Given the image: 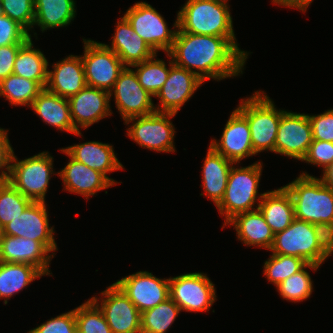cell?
Returning a JSON list of instances; mask_svg holds the SVG:
<instances>
[{
    "instance_id": "7a4b0ae2",
    "label": "cell",
    "mask_w": 333,
    "mask_h": 333,
    "mask_svg": "<svg viewBox=\"0 0 333 333\" xmlns=\"http://www.w3.org/2000/svg\"><path fill=\"white\" fill-rule=\"evenodd\" d=\"M307 173L284 186L291 195L295 218L312 224L333 223V187Z\"/></svg>"
},
{
    "instance_id": "d6986e66",
    "label": "cell",
    "mask_w": 333,
    "mask_h": 333,
    "mask_svg": "<svg viewBox=\"0 0 333 333\" xmlns=\"http://www.w3.org/2000/svg\"><path fill=\"white\" fill-rule=\"evenodd\" d=\"M71 118L76 131L87 129L113 114L109 92L86 85L68 98Z\"/></svg>"
},
{
    "instance_id": "d6a6232c",
    "label": "cell",
    "mask_w": 333,
    "mask_h": 333,
    "mask_svg": "<svg viewBox=\"0 0 333 333\" xmlns=\"http://www.w3.org/2000/svg\"><path fill=\"white\" fill-rule=\"evenodd\" d=\"M157 54L131 66L135 69L139 84L154 98L166 82L170 70V61H168V68L165 60L157 58Z\"/></svg>"
},
{
    "instance_id": "1f68e13d",
    "label": "cell",
    "mask_w": 333,
    "mask_h": 333,
    "mask_svg": "<svg viewBox=\"0 0 333 333\" xmlns=\"http://www.w3.org/2000/svg\"><path fill=\"white\" fill-rule=\"evenodd\" d=\"M44 88L37 82L9 75L0 82V96L9 101L11 106H26L30 108L34 99Z\"/></svg>"
},
{
    "instance_id": "f1b7e54d",
    "label": "cell",
    "mask_w": 333,
    "mask_h": 333,
    "mask_svg": "<svg viewBox=\"0 0 333 333\" xmlns=\"http://www.w3.org/2000/svg\"><path fill=\"white\" fill-rule=\"evenodd\" d=\"M74 0H34L35 18L33 28L46 30L66 27L71 24L76 14Z\"/></svg>"
},
{
    "instance_id": "6da1fadb",
    "label": "cell",
    "mask_w": 333,
    "mask_h": 333,
    "mask_svg": "<svg viewBox=\"0 0 333 333\" xmlns=\"http://www.w3.org/2000/svg\"><path fill=\"white\" fill-rule=\"evenodd\" d=\"M249 53L239 48L236 37L197 35L179 28L169 51L175 65L191 71L203 82L240 76Z\"/></svg>"
},
{
    "instance_id": "ab89813d",
    "label": "cell",
    "mask_w": 333,
    "mask_h": 333,
    "mask_svg": "<svg viewBox=\"0 0 333 333\" xmlns=\"http://www.w3.org/2000/svg\"><path fill=\"white\" fill-rule=\"evenodd\" d=\"M27 333H77L75 309L52 317Z\"/></svg>"
},
{
    "instance_id": "4316f807",
    "label": "cell",
    "mask_w": 333,
    "mask_h": 333,
    "mask_svg": "<svg viewBox=\"0 0 333 333\" xmlns=\"http://www.w3.org/2000/svg\"><path fill=\"white\" fill-rule=\"evenodd\" d=\"M233 164L209 145L201 175L202 184L200 186L204 192L200 196H206L217 206L225 194L228 175Z\"/></svg>"
},
{
    "instance_id": "8fae6325",
    "label": "cell",
    "mask_w": 333,
    "mask_h": 333,
    "mask_svg": "<svg viewBox=\"0 0 333 333\" xmlns=\"http://www.w3.org/2000/svg\"><path fill=\"white\" fill-rule=\"evenodd\" d=\"M269 251L302 258L307 263L319 266L327 259L318 246L314 224L296 218L285 230L274 235Z\"/></svg>"
},
{
    "instance_id": "e575fe53",
    "label": "cell",
    "mask_w": 333,
    "mask_h": 333,
    "mask_svg": "<svg viewBox=\"0 0 333 333\" xmlns=\"http://www.w3.org/2000/svg\"><path fill=\"white\" fill-rule=\"evenodd\" d=\"M309 268L317 271L320 266L313 263H307L300 271L286 278L279 283L276 287L283 300L290 302H303L311 297L313 290V281L310 273L306 270Z\"/></svg>"
},
{
    "instance_id": "277c9868",
    "label": "cell",
    "mask_w": 333,
    "mask_h": 333,
    "mask_svg": "<svg viewBox=\"0 0 333 333\" xmlns=\"http://www.w3.org/2000/svg\"><path fill=\"white\" fill-rule=\"evenodd\" d=\"M229 6L212 0H187L176 14L178 28L197 35L236 37Z\"/></svg>"
},
{
    "instance_id": "603a6c76",
    "label": "cell",
    "mask_w": 333,
    "mask_h": 333,
    "mask_svg": "<svg viewBox=\"0 0 333 333\" xmlns=\"http://www.w3.org/2000/svg\"><path fill=\"white\" fill-rule=\"evenodd\" d=\"M63 149L76 161L104 174L114 185L119 183L107 175L125 169L118 160L113 145L99 141H86Z\"/></svg>"
},
{
    "instance_id": "3957f363",
    "label": "cell",
    "mask_w": 333,
    "mask_h": 333,
    "mask_svg": "<svg viewBox=\"0 0 333 333\" xmlns=\"http://www.w3.org/2000/svg\"><path fill=\"white\" fill-rule=\"evenodd\" d=\"M235 166L234 163L230 169L223 199L216 206L225 219L222 229L235 215L257 210L264 195L258 192L263 163L256 161L246 167Z\"/></svg>"
},
{
    "instance_id": "30bf717a",
    "label": "cell",
    "mask_w": 333,
    "mask_h": 333,
    "mask_svg": "<svg viewBox=\"0 0 333 333\" xmlns=\"http://www.w3.org/2000/svg\"><path fill=\"white\" fill-rule=\"evenodd\" d=\"M82 39L84 54L81 58L86 84L110 92L126 66L118 55L103 43Z\"/></svg>"
},
{
    "instance_id": "5b68a950",
    "label": "cell",
    "mask_w": 333,
    "mask_h": 333,
    "mask_svg": "<svg viewBox=\"0 0 333 333\" xmlns=\"http://www.w3.org/2000/svg\"><path fill=\"white\" fill-rule=\"evenodd\" d=\"M236 108L247 118L253 151L257 155L264 151L275 153L278 126L285 110H278L272 99L261 90L241 99Z\"/></svg>"
},
{
    "instance_id": "681fc988",
    "label": "cell",
    "mask_w": 333,
    "mask_h": 333,
    "mask_svg": "<svg viewBox=\"0 0 333 333\" xmlns=\"http://www.w3.org/2000/svg\"><path fill=\"white\" fill-rule=\"evenodd\" d=\"M212 1L219 2V3H222V4H226V5H229V4L227 3L229 0H212Z\"/></svg>"
},
{
    "instance_id": "e0dca14e",
    "label": "cell",
    "mask_w": 333,
    "mask_h": 333,
    "mask_svg": "<svg viewBox=\"0 0 333 333\" xmlns=\"http://www.w3.org/2000/svg\"><path fill=\"white\" fill-rule=\"evenodd\" d=\"M166 55L170 59V70L166 82L155 96L159 99L155 110L177 114L204 82L191 71L175 65L169 53Z\"/></svg>"
},
{
    "instance_id": "7c38bea8",
    "label": "cell",
    "mask_w": 333,
    "mask_h": 333,
    "mask_svg": "<svg viewBox=\"0 0 333 333\" xmlns=\"http://www.w3.org/2000/svg\"><path fill=\"white\" fill-rule=\"evenodd\" d=\"M91 299L102 310L112 333H141V312L115 283Z\"/></svg>"
},
{
    "instance_id": "d590c367",
    "label": "cell",
    "mask_w": 333,
    "mask_h": 333,
    "mask_svg": "<svg viewBox=\"0 0 333 333\" xmlns=\"http://www.w3.org/2000/svg\"><path fill=\"white\" fill-rule=\"evenodd\" d=\"M307 262L295 256L271 254L264 262V276L268 282L277 286L286 278L300 271Z\"/></svg>"
},
{
    "instance_id": "ee69618b",
    "label": "cell",
    "mask_w": 333,
    "mask_h": 333,
    "mask_svg": "<svg viewBox=\"0 0 333 333\" xmlns=\"http://www.w3.org/2000/svg\"><path fill=\"white\" fill-rule=\"evenodd\" d=\"M8 131V129L0 127V181L8 180L11 159L14 153L13 147L8 139Z\"/></svg>"
},
{
    "instance_id": "52a82bcc",
    "label": "cell",
    "mask_w": 333,
    "mask_h": 333,
    "mask_svg": "<svg viewBox=\"0 0 333 333\" xmlns=\"http://www.w3.org/2000/svg\"><path fill=\"white\" fill-rule=\"evenodd\" d=\"M157 11L146 1H141L135 2L123 16L155 53H158L159 50L169 53L178 28V17L173 24L174 28L169 29L166 20Z\"/></svg>"
},
{
    "instance_id": "d4e9b609",
    "label": "cell",
    "mask_w": 333,
    "mask_h": 333,
    "mask_svg": "<svg viewBox=\"0 0 333 333\" xmlns=\"http://www.w3.org/2000/svg\"><path fill=\"white\" fill-rule=\"evenodd\" d=\"M30 108L45 124L59 131L83 136L81 131L74 129L68 98L60 97L44 88L34 99Z\"/></svg>"
},
{
    "instance_id": "5bb4252c",
    "label": "cell",
    "mask_w": 333,
    "mask_h": 333,
    "mask_svg": "<svg viewBox=\"0 0 333 333\" xmlns=\"http://www.w3.org/2000/svg\"><path fill=\"white\" fill-rule=\"evenodd\" d=\"M45 202H31L13 221L3 227V234L39 241L53 256L58 250L54 226L49 225Z\"/></svg>"
},
{
    "instance_id": "484cf974",
    "label": "cell",
    "mask_w": 333,
    "mask_h": 333,
    "mask_svg": "<svg viewBox=\"0 0 333 333\" xmlns=\"http://www.w3.org/2000/svg\"><path fill=\"white\" fill-rule=\"evenodd\" d=\"M233 226L237 238L245 246L269 250L274 240V233L266 223L259 209L235 215L225 226Z\"/></svg>"
},
{
    "instance_id": "2e32d148",
    "label": "cell",
    "mask_w": 333,
    "mask_h": 333,
    "mask_svg": "<svg viewBox=\"0 0 333 333\" xmlns=\"http://www.w3.org/2000/svg\"><path fill=\"white\" fill-rule=\"evenodd\" d=\"M115 284L142 313L170 298L169 278H158L148 271L122 277Z\"/></svg>"
},
{
    "instance_id": "4fadbf2b",
    "label": "cell",
    "mask_w": 333,
    "mask_h": 333,
    "mask_svg": "<svg viewBox=\"0 0 333 333\" xmlns=\"http://www.w3.org/2000/svg\"><path fill=\"white\" fill-rule=\"evenodd\" d=\"M124 122L130 118L150 115L155 110L153 96L140 84L134 69L125 67L109 92Z\"/></svg>"
},
{
    "instance_id": "816d5d0a",
    "label": "cell",
    "mask_w": 333,
    "mask_h": 333,
    "mask_svg": "<svg viewBox=\"0 0 333 333\" xmlns=\"http://www.w3.org/2000/svg\"><path fill=\"white\" fill-rule=\"evenodd\" d=\"M3 9H2V6H1V2H0V16L3 15Z\"/></svg>"
},
{
    "instance_id": "ba28073f",
    "label": "cell",
    "mask_w": 333,
    "mask_h": 333,
    "mask_svg": "<svg viewBox=\"0 0 333 333\" xmlns=\"http://www.w3.org/2000/svg\"><path fill=\"white\" fill-rule=\"evenodd\" d=\"M175 115V113L154 112L130 118L125 121V125H128L127 136L142 148L160 153H174L176 131L170 118Z\"/></svg>"
},
{
    "instance_id": "83f0119b",
    "label": "cell",
    "mask_w": 333,
    "mask_h": 333,
    "mask_svg": "<svg viewBox=\"0 0 333 333\" xmlns=\"http://www.w3.org/2000/svg\"><path fill=\"white\" fill-rule=\"evenodd\" d=\"M258 209L274 234L285 230L295 219L293 201L284 186L264 192Z\"/></svg>"
},
{
    "instance_id": "8d00e7d4",
    "label": "cell",
    "mask_w": 333,
    "mask_h": 333,
    "mask_svg": "<svg viewBox=\"0 0 333 333\" xmlns=\"http://www.w3.org/2000/svg\"><path fill=\"white\" fill-rule=\"evenodd\" d=\"M32 201L22 195L9 181H0V224L13 221Z\"/></svg>"
},
{
    "instance_id": "9c48e42d",
    "label": "cell",
    "mask_w": 333,
    "mask_h": 333,
    "mask_svg": "<svg viewBox=\"0 0 333 333\" xmlns=\"http://www.w3.org/2000/svg\"><path fill=\"white\" fill-rule=\"evenodd\" d=\"M214 285L206 273H184L169 278V295L181 311L208 312L217 300Z\"/></svg>"
},
{
    "instance_id": "8992f818",
    "label": "cell",
    "mask_w": 333,
    "mask_h": 333,
    "mask_svg": "<svg viewBox=\"0 0 333 333\" xmlns=\"http://www.w3.org/2000/svg\"><path fill=\"white\" fill-rule=\"evenodd\" d=\"M53 159L48 151L23 160L13 153L7 181L32 202H45L51 177L59 174L53 169Z\"/></svg>"
},
{
    "instance_id": "4dcf8cb0",
    "label": "cell",
    "mask_w": 333,
    "mask_h": 333,
    "mask_svg": "<svg viewBox=\"0 0 333 333\" xmlns=\"http://www.w3.org/2000/svg\"><path fill=\"white\" fill-rule=\"evenodd\" d=\"M48 65L49 62L44 53L35 48L32 38H29L18 51L13 74L37 81L45 88L48 81Z\"/></svg>"
},
{
    "instance_id": "cb8c5ba5",
    "label": "cell",
    "mask_w": 333,
    "mask_h": 333,
    "mask_svg": "<svg viewBox=\"0 0 333 333\" xmlns=\"http://www.w3.org/2000/svg\"><path fill=\"white\" fill-rule=\"evenodd\" d=\"M103 44L114 51L126 67L141 63L155 54L124 16L117 21L110 46Z\"/></svg>"
},
{
    "instance_id": "44dd1931",
    "label": "cell",
    "mask_w": 333,
    "mask_h": 333,
    "mask_svg": "<svg viewBox=\"0 0 333 333\" xmlns=\"http://www.w3.org/2000/svg\"><path fill=\"white\" fill-rule=\"evenodd\" d=\"M59 151L65 153L70 159L69 162L58 171L65 191L80 194L89 199L100 190H105L114 184L101 172L91 169L81 162L73 159L63 148Z\"/></svg>"
},
{
    "instance_id": "bcb514c9",
    "label": "cell",
    "mask_w": 333,
    "mask_h": 333,
    "mask_svg": "<svg viewBox=\"0 0 333 333\" xmlns=\"http://www.w3.org/2000/svg\"><path fill=\"white\" fill-rule=\"evenodd\" d=\"M23 44L0 46V82L13 74L14 61Z\"/></svg>"
},
{
    "instance_id": "60d3db41",
    "label": "cell",
    "mask_w": 333,
    "mask_h": 333,
    "mask_svg": "<svg viewBox=\"0 0 333 333\" xmlns=\"http://www.w3.org/2000/svg\"><path fill=\"white\" fill-rule=\"evenodd\" d=\"M302 161L314 166L322 167V173H324L331 165H333V143L313 140L308 153Z\"/></svg>"
},
{
    "instance_id": "c3c4849f",
    "label": "cell",
    "mask_w": 333,
    "mask_h": 333,
    "mask_svg": "<svg viewBox=\"0 0 333 333\" xmlns=\"http://www.w3.org/2000/svg\"><path fill=\"white\" fill-rule=\"evenodd\" d=\"M326 184L333 187V165H331L321 177Z\"/></svg>"
},
{
    "instance_id": "f35d334b",
    "label": "cell",
    "mask_w": 333,
    "mask_h": 333,
    "mask_svg": "<svg viewBox=\"0 0 333 333\" xmlns=\"http://www.w3.org/2000/svg\"><path fill=\"white\" fill-rule=\"evenodd\" d=\"M0 2L4 15L21 25L29 33L30 38L36 36L37 39V33L32 30L35 18L34 0H0ZM29 31H33L34 36Z\"/></svg>"
},
{
    "instance_id": "b9f144b4",
    "label": "cell",
    "mask_w": 333,
    "mask_h": 333,
    "mask_svg": "<svg viewBox=\"0 0 333 333\" xmlns=\"http://www.w3.org/2000/svg\"><path fill=\"white\" fill-rule=\"evenodd\" d=\"M29 38V33L16 21L4 14L0 16V46L24 44Z\"/></svg>"
},
{
    "instance_id": "7bdbcfd3",
    "label": "cell",
    "mask_w": 333,
    "mask_h": 333,
    "mask_svg": "<svg viewBox=\"0 0 333 333\" xmlns=\"http://www.w3.org/2000/svg\"><path fill=\"white\" fill-rule=\"evenodd\" d=\"M313 140H321L333 143V109L322 114L310 115Z\"/></svg>"
},
{
    "instance_id": "836d02e7",
    "label": "cell",
    "mask_w": 333,
    "mask_h": 333,
    "mask_svg": "<svg viewBox=\"0 0 333 333\" xmlns=\"http://www.w3.org/2000/svg\"><path fill=\"white\" fill-rule=\"evenodd\" d=\"M181 312L171 299L141 313V333H166Z\"/></svg>"
},
{
    "instance_id": "7dc6e473",
    "label": "cell",
    "mask_w": 333,
    "mask_h": 333,
    "mask_svg": "<svg viewBox=\"0 0 333 333\" xmlns=\"http://www.w3.org/2000/svg\"><path fill=\"white\" fill-rule=\"evenodd\" d=\"M312 2L313 0H272L273 4L286 8L288 7L289 9H298L302 11V13L307 12V8L309 7V5H311Z\"/></svg>"
},
{
    "instance_id": "74e56055",
    "label": "cell",
    "mask_w": 333,
    "mask_h": 333,
    "mask_svg": "<svg viewBox=\"0 0 333 333\" xmlns=\"http://www.w3.org/2000/svg\"><path fill=\"white\" fill-rule=\"evenodd\" d=\"M77 333H112L102 310L90 298L75 308Z\"/></svg>"
},
{
    "instance_id": "9a60e30c",
    "label": "cell",
    "mask_w": 333,
    "mask_h": 333,
    "mask_svg": "<svg viewBox=\"0 0 333 333\" xmlns=\"http://www.w3.org/2000/svg\"><path fill=\"white\" fill-rule=\"evenodd\" d=\"M313 141L308 114L284 111L280 118L275 153L302 161Z\"/></svg>"
},
{
    "instance_id": "f546056e",
    "label": "cell",
    "mask_w": 333,
    "mask_h": 333,
    "mask_svg": "<svg viewBox=\"0 0 333 333\" xmlns=\"http://www.w3.org/2000/svg\"><path fill=\"white\" fill-rule=\"evenodd\" d=\"M42 276L45 275L33 265L0 261V299H4L3 304H8L13 295Z\"/></svg>"
},
{
    "instance_id": "ffe728a7",
    "label": "cell",
    "mask_w": 333,
    "mask_h": 333,
    "mask_svg": "<svg viewBox=\"0 0 333 333\" xmlns=\"http://www.w3.org/2000/svg\"><path fill=\"white\" fill-rule=\"evenodd\" d=\"M53 257L39 241L5 234L0 239L1 262L33 265L48 276L52 274L49 266Z\"/></svg>"
},
{
    "instance_id": "ac0fdd59",
    "label": "cell",
    "mask_w": 333,
    "mask_h": 333,
    "mask_svg": "<svg viewBox=\"0 0 333 333\" xmlns=\"http://www.w3.org/2000/svg\"><path fill=\"white\" fill-rule=\"evenodd\" d=\"M209 145L237 166L243 159L257 155L253 151L247 118L237 108L231 112L220 139H212Z\"/></svg>"
},
{
    "instance_id": "f907efd6",
    "label": "cell",
    "mask_w": 333,
    "mask_h": 333,
    "mask_svg": "<svg viewBox=\"0 0 333 333\" xmlns=\"http://www.w3.org/2000/svg\"><path fill=\"white\" fill-rule=\"evenodd\" d=\"M3 237V227L0 224V239Z\"/></svg>"
},
{
    "instance_id": "7402d4cb",
    "label": "cell",
    "mask_w": 333,
    "mask_h": 333,
    "mask_svg": "<svg viewBox=\"0 0 333 333\" xmlns=\"http://www.w3.org/2000/svg\"><path fill=\"white\" fill-rule=\"evenodd\" d=\"M48 70L46 89L60 97L69 98L87 84L81 55H69L52 65Z\"/></svg>"
},
{
    "instance_id": "f6af8a7d",
    "label": "cell",
    "mask_w": 333,
    "mask_h": 333,
    "mask_svg": "<svg viewBox=\"0 0 333 333\" xmlns=\"http://www.w3.org/2000/svg\"><path fill=\"white\" fill-rule=\"evenodd\" d=\"M314 230L321 252L330 257L333 254V223H315Z\"/></svg>"
}]
</instances>
